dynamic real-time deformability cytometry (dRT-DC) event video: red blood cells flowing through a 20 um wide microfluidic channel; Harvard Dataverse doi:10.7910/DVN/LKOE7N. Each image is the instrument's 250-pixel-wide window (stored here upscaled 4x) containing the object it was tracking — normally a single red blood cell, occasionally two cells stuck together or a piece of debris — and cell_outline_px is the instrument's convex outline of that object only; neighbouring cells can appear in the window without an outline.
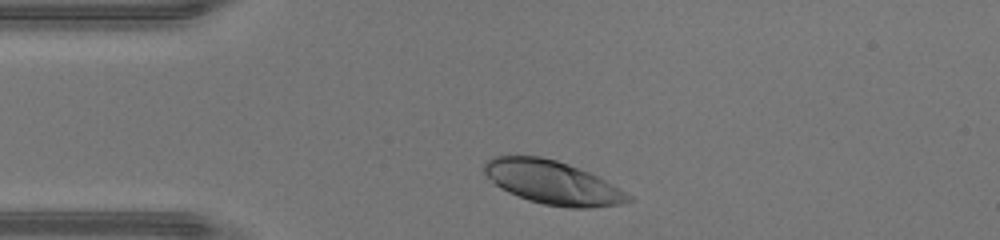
{"species": "human", "species_latin": "Homo sapiens", "temperature_condition": "warm", "stored_images_in_passage": 30, "camera_frame_rate_fps": 3000, "um_per_image_px": 0.085, "donor": {"sex": "male"}, "frame": {"image": 1, "passage_image": 3, "time_ms": 0.667, "image_size_px": [1000, 240], "cell_outline_px": [[636, 200], [620, 204], [588, 208], [568, 208], [544, 204], [528, 200], [508, 192], [500, 188], [484, 172], [484, 164], [492, 156], [540, 156], [556, 160], [568, 164], [588, 172], [612, 184], [632, 196]], "centroid_in_image_um": [46.98, 15.52], "position_along_channel_um": 38.0, "area_um2": 36.24}}
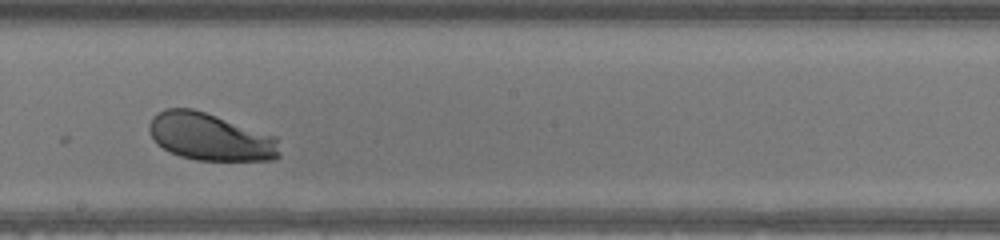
{"frame": {"image": 2, "passage_image": 18, "time_ms": 5.667, "image_size_px": [1000, 240], "cell_outline_px": [[280, 156], [276, 160], [196, 160], [180, 156], [168, 152], [156, 144], [148, 128], [148, 124], [152, 116], [156, 112], [164, 108], [192, 108], [276, 136], [280, 152]], "centroid_in_image_um": [17.84, 11.64], "position_along_channel_um": 230.4, "area_um2": 36.18}}
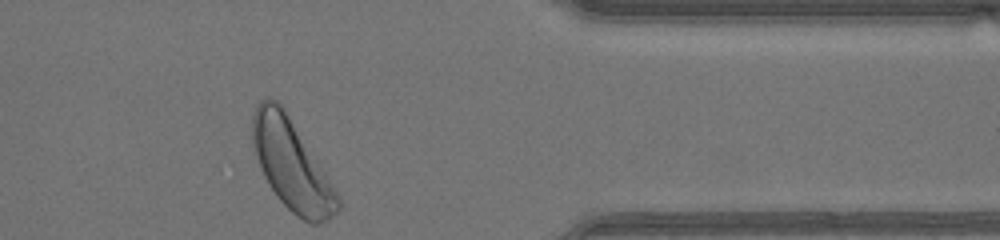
{"frame": {"image": 3, "passage_image": 30, "time_ms": 9.667, "image_size_px": [1000, 240], "cell_outline_px": [[340, 208], [328, 220], [320, 224], [312, 224], [304, 220], [292, 212], [276, 196], [268, 184], [264, 176], [256, 156], [252, 140], [252, 116], [256, 104], [264, 96], [272, 96], [280, 100], [324, 172], [336, 192], [340, 200]], "centroid_in_image_um": [24.74, 13.95], "position_along_channel_um": 386.7, "area_um2": 44.68}, "authors_computed_cell_mechanics": {"area_um2": 36.8475, "velocity_mm_per_s": 4.4303, "shape_relaxation_time_tau1_ms": 1.1147, "shape_relaxation_time_tau2_ms": null, "deformation_change_tau1": 0.1091, "deformation_change_tau2": null}}